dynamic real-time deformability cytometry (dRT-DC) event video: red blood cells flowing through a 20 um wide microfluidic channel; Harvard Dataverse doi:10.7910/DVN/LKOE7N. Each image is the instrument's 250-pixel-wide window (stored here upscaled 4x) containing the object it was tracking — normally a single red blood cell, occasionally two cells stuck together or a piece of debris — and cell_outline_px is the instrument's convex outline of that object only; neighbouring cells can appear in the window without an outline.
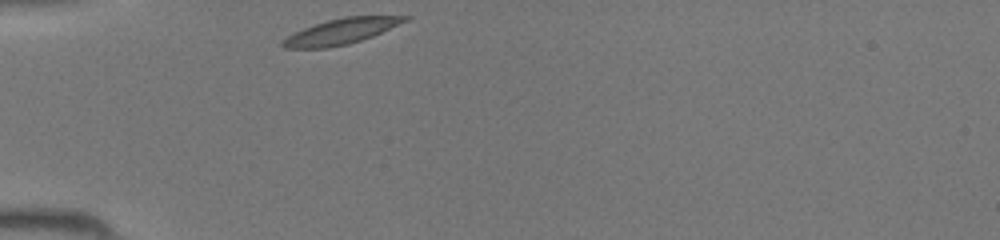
{"species": "common noctule bat (a hibernating species)", "species_latin": "Nyctalus noctula", "temperature_condition": "room temperature", "stored_images_in_passage": 26, "camera_frame_rate_fps": 3000, "um_per_image_px": 0.085, "animal": {"sex": "female", "body_mass_g": 19.5, "forearm_length_mm": 54.1}, "frame": {"image": 1, "passage_image": 1, "time_ms": 0.0, "image_size_px": [1000, 240], "cell_outline_px": [[412, 16], [408, 20], [372, 36], [348, 44], [328, 48], [284, 48], [280, 44], [280, 40], [304, 28], [328, 20], [344, 16]], "centroid_in_image_um": [28.97, 2.67], "position_along_channel_um": 56.0, "area_um2": 17.98}}
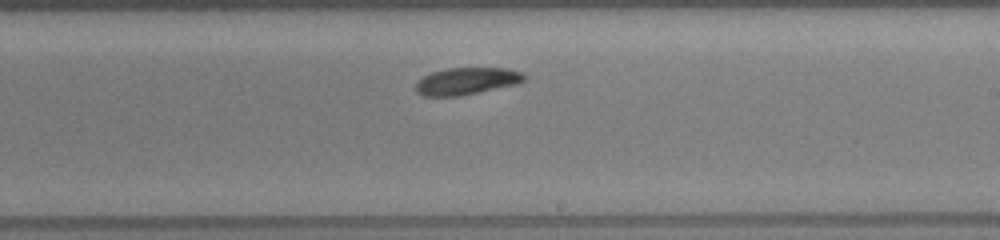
{"frame": {"image": 2, "passage_image": 15, "time_ms": 4.667, "image_size_px": [1000, 240], "cell_outline_px": [[528, 76], [524, 80], [516, 84], [460, 96], [424, 96], [416, 92], [416, 80], [432, 72], [448, 68], [508, 68], [524, 72]], "centroid_in_image_um": [39.68, 6.88], "position_along_channel_um": 249.3, "area_um2": 17.22}}
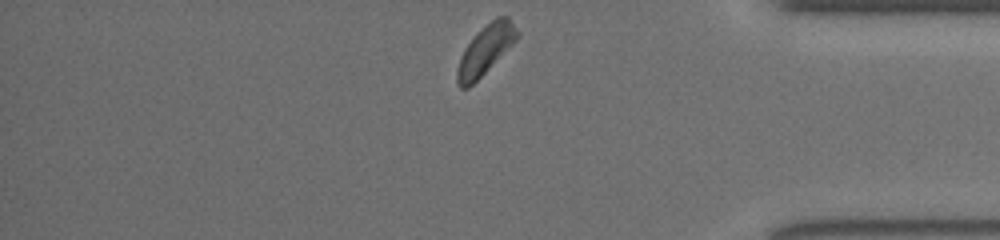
{"frame": {"image": 3, "passage_image": 26, "time_ms": 8.333, "image_size_px": [1000, 240], "cell_outline_px": [[520, 36], [468, 88], [460, 88], [456, 80], [456, 72], [460, 56], [476, 32], [496, 16], [508, 16], [520, 32]], "centroid_in_image_um": [41.27, 4.2], "position_along_channel_um": 393.9, "area_um2": 16.94}}